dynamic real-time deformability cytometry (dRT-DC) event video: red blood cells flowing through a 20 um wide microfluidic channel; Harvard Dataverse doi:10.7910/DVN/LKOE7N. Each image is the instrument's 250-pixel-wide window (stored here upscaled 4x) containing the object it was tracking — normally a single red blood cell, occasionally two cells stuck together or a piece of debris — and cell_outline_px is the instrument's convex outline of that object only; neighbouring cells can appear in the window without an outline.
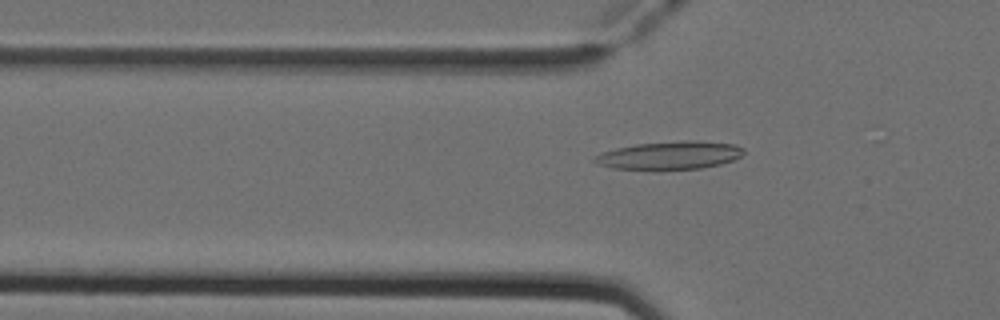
{"species": "Egyptian fruit bat (a non-hibernating species)", "species_latin": "Rousettus aegyptiacus", "temperature_condition": "cold", "stored_images_in_passage": 51, "camera_frame_rate_fps": 3000, "um_per_image_px": 0.085, "animal": {"sex": "female"}, "frame": {"image": 1, "passage_image": 17, "time_ms": 5.333, "image_size_px": [1000, 320], "cell_outline_px": [[744, 152], [740, 156], [732, 160], [720, 164], [700, 168], [660, 172], [652, 172], [612, 168], [596, 164], [592, 160], [592, 156], [616, 148], [636, 144], [684, 140], [692, 140], [732, 144], [744, 148]], "centroid_in_image_um": [56.84, 13.25], "position_along_channel_um": 69.0, "area_um2": 25.2}}
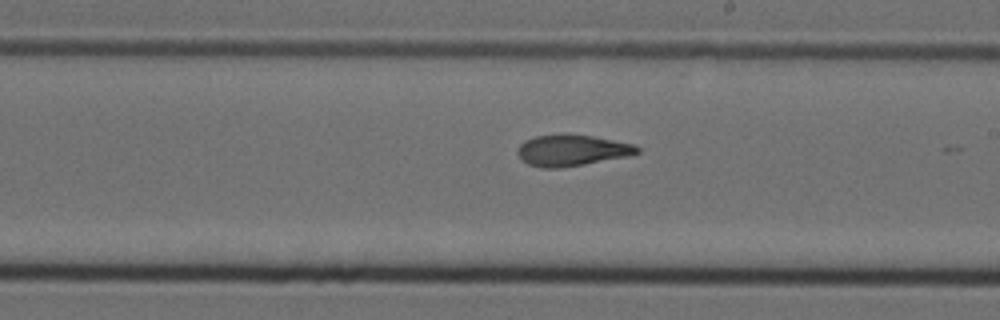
{"frame": {"image": 2, "passage_image": 30, "time_ms": 9.667, "image_size_px": [1000, 320], "cell_outline_px": [[640, 152], [628, 156], [584, 164], [560, 168], [540, 168], [528, 164], [516, 152], [520, 144], [524, 140], [536, 136], [564, 132], [592, 136], [636, 144], [640, 148]], "centroid_in_image_um": [48.61, 12.75], "position_along_channel_um": 240.4, "area_um2": 22.08}}
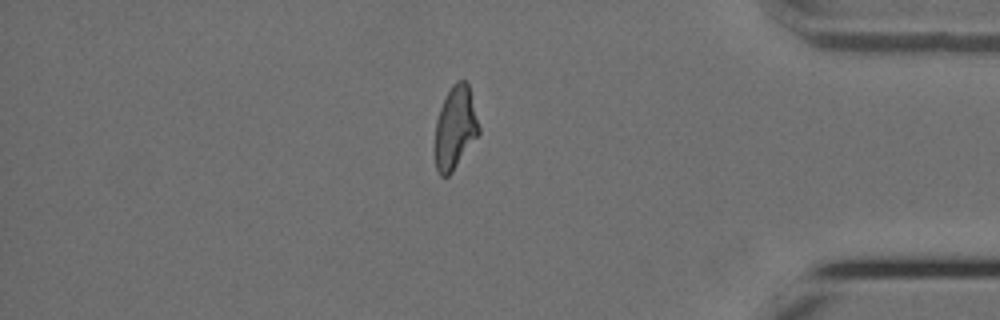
{"frame": {"image": 3, "passage_image": 44, "time_ms": 14.333, "image_size_px": [1000, 320], "cell_outline_px": [[480, 132], [452, 172], [448, 176], [440, 176], [436, 168], [436, 120], [440, 108], [452, 84], [456, 80], [464, 80], [468, 84], [480, 128]], "centroid_in_image_um": [38.7, 10.85], "position_along_channel_um": 396.5, "area_um2": 20.75}, "authors_computed_cell_mechanics": {"area_um2": 22.0796, "velocity_mm_per_s": 3.9461, "shape_relaxation_time_tau1_ms": 5.7993, "shape_relaxation_time_tau2_ms": 2.8908, "deformation_change_tau1": 0.2068, "deformation_change_tau2": 0.097}}